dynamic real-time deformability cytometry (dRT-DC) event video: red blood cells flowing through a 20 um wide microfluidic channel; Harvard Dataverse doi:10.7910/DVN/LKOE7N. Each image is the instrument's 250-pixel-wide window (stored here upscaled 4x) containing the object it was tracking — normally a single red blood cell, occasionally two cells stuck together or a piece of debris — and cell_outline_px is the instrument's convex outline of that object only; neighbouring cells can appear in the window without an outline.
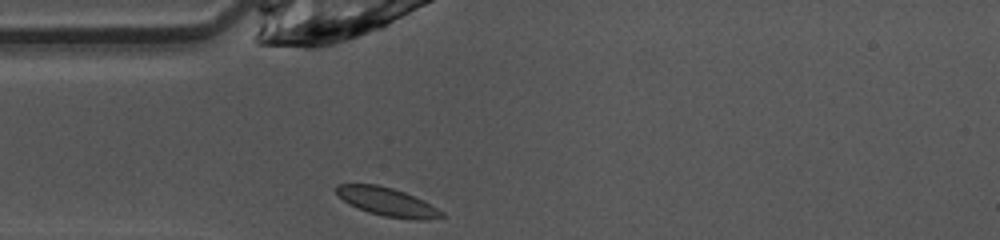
{"species": "common noctule bat (a hibernating species)", "species_latin": "Nyctalus noctula", "temperature_condition": "warm", "stored_images_in_passage": 30, "camera_frame_rate_fps": 3000, "um_per_image_px": 0.085, "animal": {"sex": "female", "body_mass_g": 10.0, "forearm_length_mm": 53.1}, "frame": {"image": 1, "passage_image": 1, "time_ms": 0.0, "image_size_px": [1000, 240], "cell_outline_px": [[444, 216], [420, 220], [412, 220], [384, 216], [368, 212], [344, 200], [336, 192], [336, 184], [376, 184], [392, 188], [404, 192], [424, 200], [444, 212]], "centroid_in_image_um": [32.95, 17.15], "position_along_channel_um": 52.1, "area_um2": 17.17}}
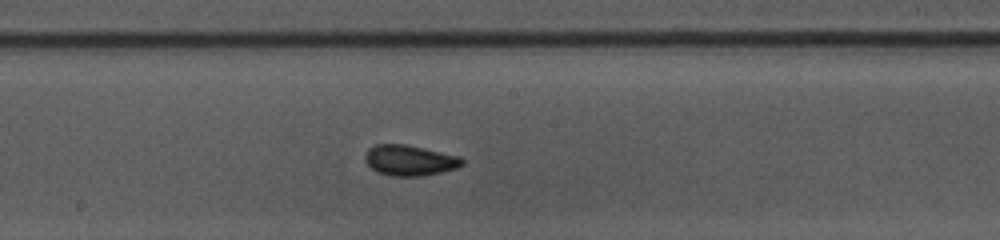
{"frame": {"image": 2, "passage_image": 13, "time_ms": 4.0, "image_size_px": [1000, 240], "cell_outline_px": [[464, 164], [456, 168], [440, 172], [420, 176], [392, 176], [376, 172], [364, 160], [364, 156], [368, 148], [376, 144], [404, 144], [424, 148], [460, 156], [464, 160]], "centroid_in_image_um": [34.81, 13.62], "position_along_channel_um": 213.4, "area_um2": 17.34}}
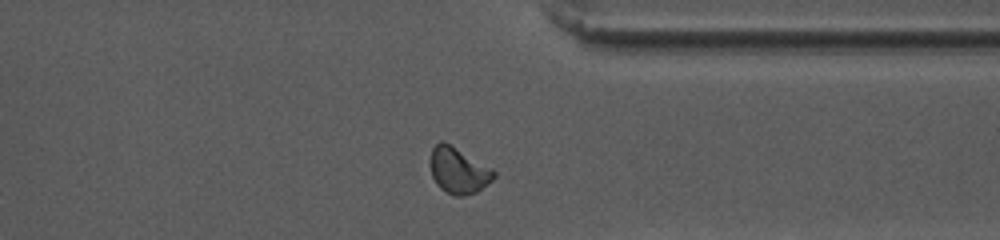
{"frame": {"image": 3, "passage_image": 25, "time_ms": 8.0, "image_size_px": [1000, 240], "cell_outline_px": [[496, 176], [492, 180], [476, 192], [460, 196], [456, 196], [440, 188], [436, 184], [432, 176], [428, 164], [432, 148], [440, 140], [444, 140], [492, 168], [496, 172]], "centroid_in_image_um": [38.93, 14.46], "position_along_channel_um": 372.5, "area_um2": 17.22}, "authors_computed_cell_mechanics": {"area_um2": 16.6175, "velocity_mm_per_s": 4.0847, "shape_relaxation_time_tau1_ms": 4.1308, "shape_relaxation_time_tau2_ms": 0.7974, "deformation_change_tau1": 0.0964, "deformation_change_tau2": 0.0433}}